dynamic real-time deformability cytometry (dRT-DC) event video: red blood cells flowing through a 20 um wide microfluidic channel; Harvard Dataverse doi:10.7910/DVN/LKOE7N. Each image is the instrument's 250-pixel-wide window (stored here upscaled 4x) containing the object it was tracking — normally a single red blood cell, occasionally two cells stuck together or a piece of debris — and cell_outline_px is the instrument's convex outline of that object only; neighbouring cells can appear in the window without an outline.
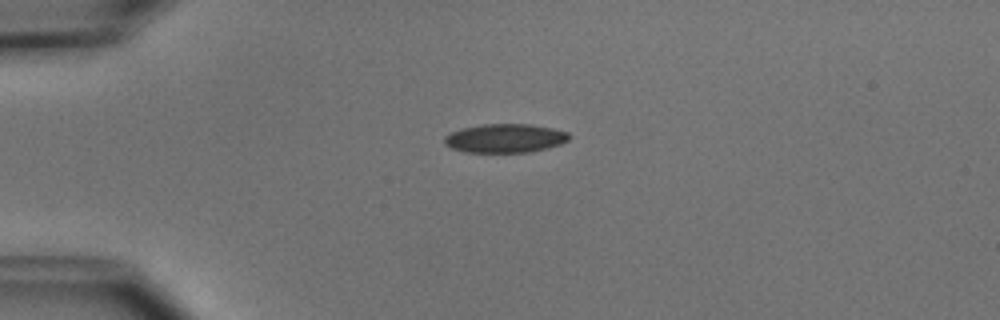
{"species": "common noctule bat (a hibernating species)", "species_latin": "Nyctalus noctula", "temperature_condition": "cold", "stored_images_in_passage": 2, "camera_frame_rate_fps": 3000, "um_per_image_px": 0.085, "animal": {"sex": "male", "body_mass_g": 15.6}, "frame": {"image": 1, "passage_image": 1, "time_ms": 0.0, "image_size_px": [1000, 320], "cell_outline_px": [[572, 136], [568, 140], [560, 144], [548, 148], [532, 152], [464, 152], [452, 148], [444, 144], [444, 136], [460, 128], [484, 124], [532, 124], [552, 128], [568, 132]], "centroid_in_image_um": [42.94, 11.75], "position_along_channel_um": 42.1, "area_um2": 21.1}}